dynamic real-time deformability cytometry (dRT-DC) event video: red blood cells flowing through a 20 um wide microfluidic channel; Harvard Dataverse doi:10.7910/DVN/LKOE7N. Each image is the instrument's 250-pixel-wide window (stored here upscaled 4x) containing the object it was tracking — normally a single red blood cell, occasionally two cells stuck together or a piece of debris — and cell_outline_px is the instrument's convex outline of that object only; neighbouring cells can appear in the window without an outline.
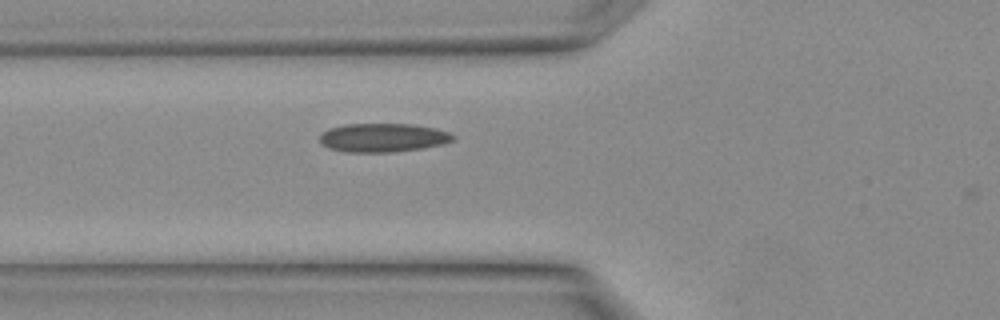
{"species": "Egyptian fruit bat (a non-hibernating species)", "species_latin": "Rousettus aegyptiacus", "temperature_condition": "warm", "stored_images_in_passage": 5, "camera_frame_rate_fps": 3000, "um_per_image_px": 0.085, "animal": {"sex": "female"}, "frame": {"image": 1, "passage_image": 4, "time_ms": 1.0, "image_size_px": [1000, 320], "cell_outline_px": [[456, 140], [444, 144], [396, 152], [344, 152], [328, 148], [320, 144], [320, 136], [328, 128], [344, 124], [412, 124], [432, 128], [448, 132], [456, 136]], "centroid_in_image_um": [32.54, 11.71], "position_along_channel_um": 93.3, "area_um2": 22.43}}